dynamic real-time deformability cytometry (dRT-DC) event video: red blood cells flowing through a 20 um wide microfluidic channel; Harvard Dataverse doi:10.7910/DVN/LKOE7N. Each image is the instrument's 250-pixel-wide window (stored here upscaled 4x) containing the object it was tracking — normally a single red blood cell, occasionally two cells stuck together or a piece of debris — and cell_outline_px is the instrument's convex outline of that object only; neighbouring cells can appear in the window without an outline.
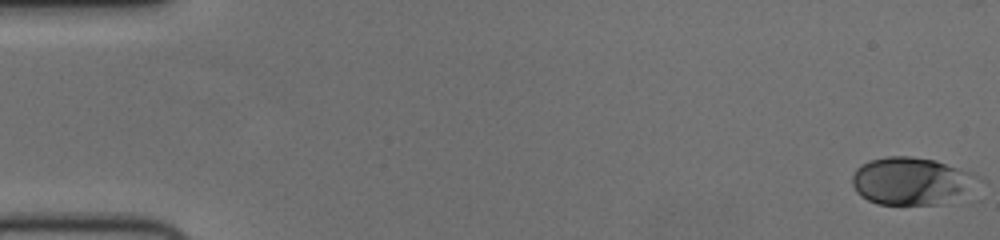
{"species": "human", "species_latin": "Homo sapiens", "temperature_condition": "cold", "stored_images_in_passage": 56, "camera_frame_rate_fps": 3000, "um_per_image_px": 0.085, "donor": {"sex": "female"}, "frame": {"image": 1, "passage_image": 1, "time_ms": 0.0, "image_size_px": [1000, 240], "cell_outline_px": [[980, 176], [960, 192], [940, 204], [876, 204], [860, 196], [856, 192], [852, 184], [852, 176], [856, 168], [872, 160], [888, 156], [908, 156], [936, 160]], "centroid_in_image_um": [77.3, 15.37], "position_along_channel_um": 7.7, "area_um2": 33.58}}
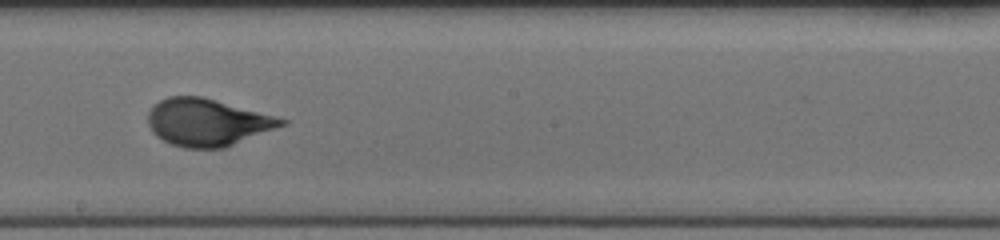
{"frame": {"image": 2, "passage_image": 32, "time_ms": 10.333, "image_size_px": [1000, 240], "cell_outline_px": [[288, 124], [224, 148], [184, 148], [172, 144], [156, 136], [152, 132], [148, 124], [148, 112], [160, 100], [168, 96], [204, 96], [288, 120]], "centroid_in_image_um": [17.63, 10.39], "position_along_channel_um": 230.6, "area_um2": 36.7}}
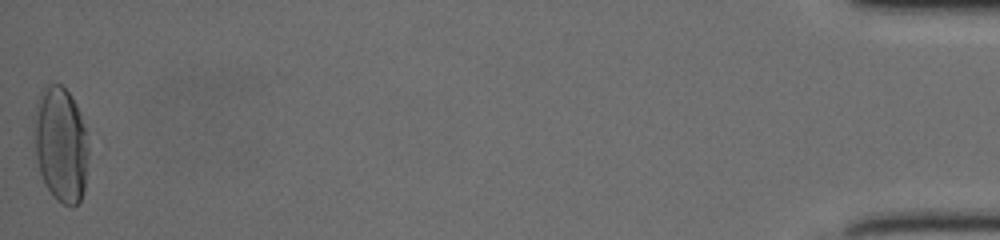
{"frame": {"image": 3, "passage_image": 56, "time_ms": 18.333, "image_size_px": [1000, 240], "cell_outline_px": [[88, 156], [84, 188], [80, 200], [72, 208], [56, 200], [48, 188], [40, 172], [36, 160], [36, 104], [40, 92], [48, 84], [60, 84], [68, 92], [76, 104], [80, 112], [84, 128], [88, 148]], "centroid_in_image_um": [5.19, 12.29], "position_along_channel_um": 430.0, "area_um2": 35.84}, "authors_computed_cell_mechanics": {"area_um2": 34.6511, "velocity_mm_per_s": 3.7186, "shape_relaxation_time_tau1_ms": 2.8709, "shape_relaxation_time_tau2_ms": null, "deformation_change_tau1": 0.1642, "deformation_change_tau2": null}}